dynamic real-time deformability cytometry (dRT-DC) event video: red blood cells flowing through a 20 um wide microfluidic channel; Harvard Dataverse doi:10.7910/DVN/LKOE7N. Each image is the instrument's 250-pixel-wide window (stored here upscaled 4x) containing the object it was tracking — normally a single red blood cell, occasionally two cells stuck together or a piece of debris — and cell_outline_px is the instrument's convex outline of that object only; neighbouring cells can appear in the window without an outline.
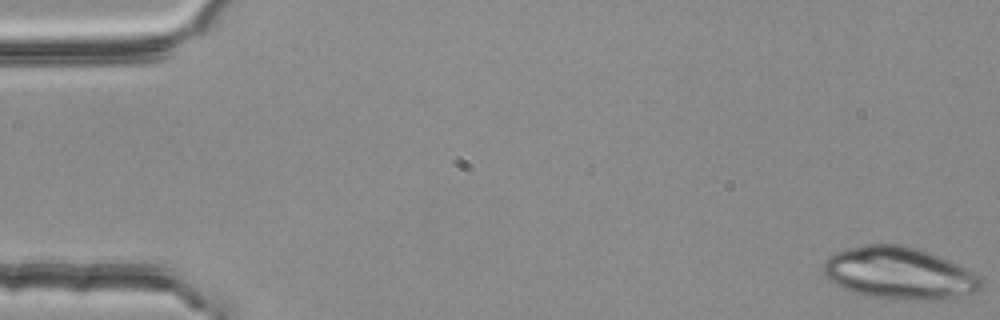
{"species": "common noctule bat (a hibernating species)", "species_latin": "Nyctalus noctula", "temperature_condition": "room temperature", "stored_images_in_passage": 6, "camera_frame_rate_fps": 3000, "um_per_image_px": 0.085, "animal": {"sex": "female", "body_mass_g": 25.1}, "frame": {"image": 1, "passage_image": 1, "time_ms": 0.0, "image_size_px": [1000, 320], "cell_outline_px": [[984, 284], [980, 292], [976, 296], [952, 300], [916, 300], [864, 296], [840, 288], [828, 280], [824, 276], [824, 260], [828, 256], [836, 252], [848, 248], [864, 244], [904, 244], [940, 256], [968, 268], [980, 276]], "centroid_in_image_um": [76.53, 23.25], "position_along_channel_um": 8.5, "area_um2": 49.3}}